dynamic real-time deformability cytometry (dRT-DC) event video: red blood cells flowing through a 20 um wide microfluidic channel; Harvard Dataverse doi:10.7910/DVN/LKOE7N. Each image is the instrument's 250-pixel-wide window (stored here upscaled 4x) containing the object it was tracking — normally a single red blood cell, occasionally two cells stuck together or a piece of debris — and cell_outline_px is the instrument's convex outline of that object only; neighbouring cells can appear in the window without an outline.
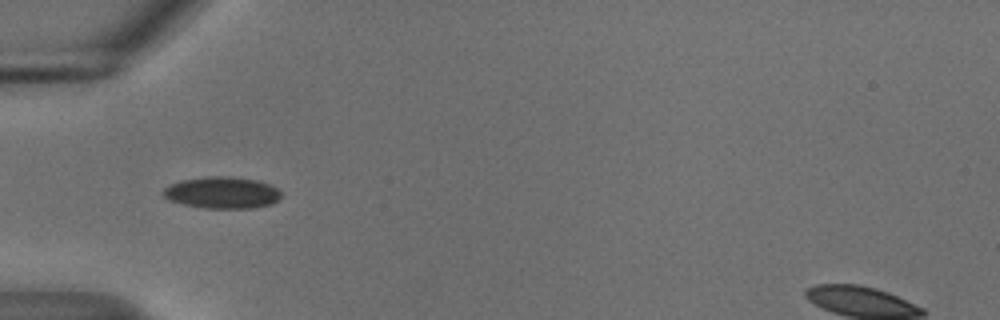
{"species": "common noctule bat (a hibernating species)", "species_latin": "Nyctalus noctula", "temperature_condition": "cold", "stored_images_in_passage": 40, "camera_frame_rate_fps": 3000, "um_per_image_px": 0.085, "animal": {"sex": "male", "body_mass_g": 18.8}, "frame": {"image": 1, "passage_image": 3, "time_ms": 0.667, "image_size_px": [1000, 320], "cell_outline_px": [[280, 200], [272, 204], [252, 208], [204, 208], [184, 204], [168, 200], [160, 192], [164, 188], [180, 180], [208, 176], [228, 176], [256, 180], [268, 184], [276, 188], [280, 192]], "centroid_in_image_um": [18.86, 16.38], "position_along_channel_um": 66.1, "area_um2": 21.79}}
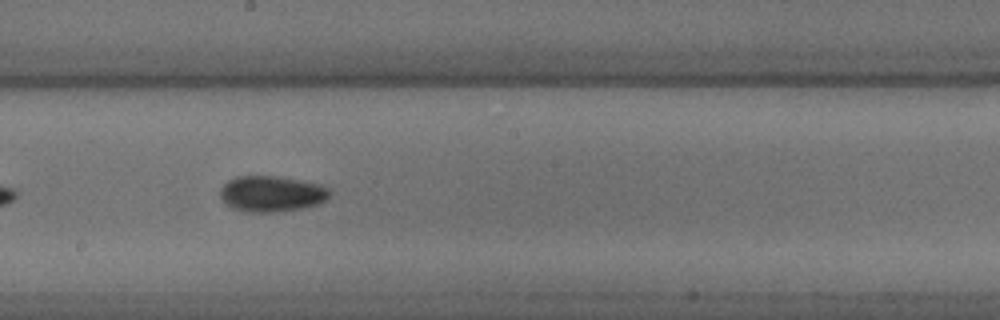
{"frame": {"image": 2, "passage_image": 16, "time_ms": 5.0, "image_size_px": [1000, 320], "cell_outline_px": [[332, 192], [328, 200], [304, 208], [276, 212], [244, 212], [232, 208], [224, 204], [220, 196], [220, 188], [228, 180], [236, 176], [276, 176], [320, 184], [332, 188]], "centroid_in_image_um": [23.1, 16.48], "position_along_channel_um": 225.1, "area_um2": 23.29}}
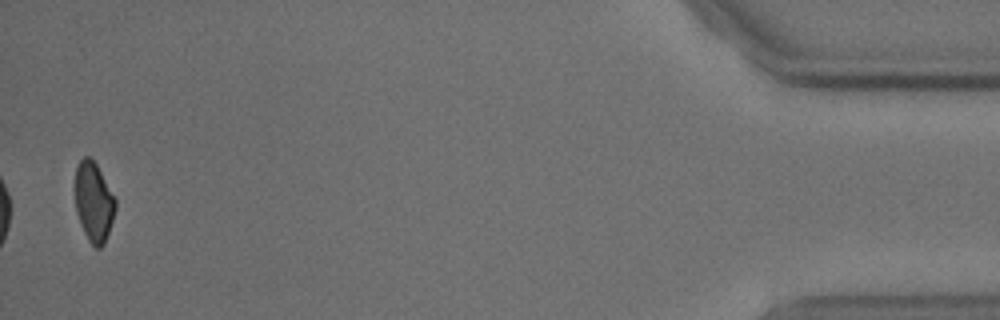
{"frame": {"image": 3, "passage_image": 39, "time_ms": 12.667, "image_size_px": [1000, 320], "cell_outline_px": [[116, 208], [104, 244], [100, 248], [96, 248], [88, 240], [80, 224], [76, 212], [76, 168], [80, 160], [84, 156], [88, 156], [96, 164], [116, 200]], "centroid_in_image_um": [7.96, 17.18], "position_along_channel_um": 427.2, "area_um2": 18.32}, "authors_computed_cell_mechanics": {"area_um2": 21.2704, "velocity_mm_per_s": 3.6918, "shape_relaxation_time_tau1_ms": 8.2084, "shape_relaxation_time_tau2_ms": null, "deformation_change_tau1": 0.1017, "deformation_change_tau2": null}}